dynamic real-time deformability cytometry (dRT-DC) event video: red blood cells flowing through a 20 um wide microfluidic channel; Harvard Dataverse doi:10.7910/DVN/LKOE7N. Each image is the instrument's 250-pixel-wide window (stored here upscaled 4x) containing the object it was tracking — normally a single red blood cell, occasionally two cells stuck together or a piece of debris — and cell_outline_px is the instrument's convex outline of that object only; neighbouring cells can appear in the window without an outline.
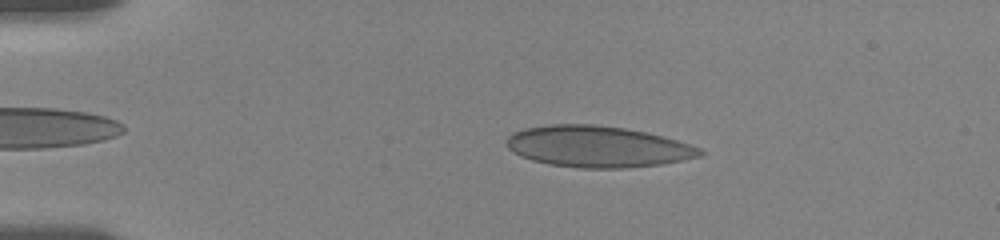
{"species": "human", "species_latin": "Homo sapiens", "temperature_condition": "room temperature", "stored_images_in_passage": 53, "camera_frame_rate_fps": 3000, "um_per_image_px": 0.085, "donor": {"sex": "female"}, "frame": {"image": 1, "passage_image": 9, "time_ms": 2.667, "image_size_px": [1000, 240], "cell_outline_px": [[704, 152], [700, 156], [660, 164], [624, 168], [580, 168], [548, 164], [532, 160], [520, 156], [512, 152], [508, 148], [508, 136], [512, 132], [524, 128], [552, 124], [592, 124], [624, 128], [644, 132], [676, 140], [700, 148]], "centroid_in_image_um": [50.74, 12.46], "position_along_channel_um": 34.3, "area_um2": 46.18}}
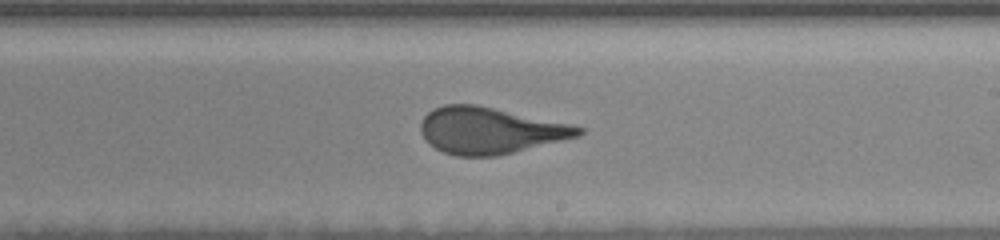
{"frame": {"image": 2, "passage_image": 31, "time_ms": 10.0, "image_size_px": [1000, 240], "cell_outline_px": [[584, 132], [580, 136], [496, 156], [456, 156], [444, 152], [436, 148], [420, 132], [420, 124], [424, 116], [432, 108], [444, 104], [476, 104], [568, 124], [584, 128]], "centroid_in_image_um": [41.61, 11.09], "position_along_channel_um": 247.4, "area_um2": 42.25}}
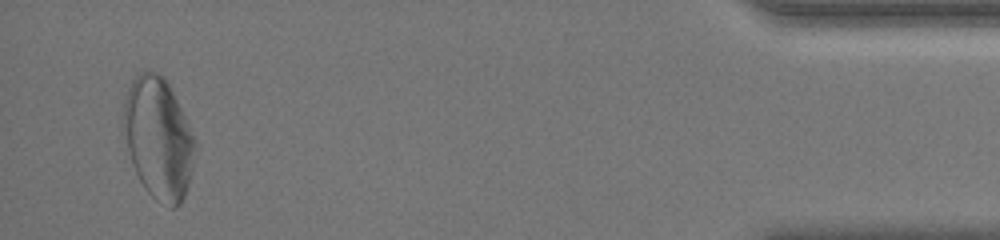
{"frame": {"image": 3, "passage_image": 51, "time_ms": 16.667, "image_size_px": [1000, 240], "cell_outline_px": [[196, 148], [188, 184], [184, 196], [180, 204], [176, 208], [172, 208], [156, 200], [144, 188], [132, 164], [120, 124], [120, 116], [124, 100], [128, 88], [132, 80], [140, 72], [156, 72], [164, 76], [196, 140]], "centroid_in_image_um": [13.42, 11.75], "position_along_channel_um": 421.8, "area_um2": 50.75}, "authors_computed_cell_mechanics": {"area_um2": 44.5638, "velocity_mm_per_s": 3.6173, "shape_relaxation_time_tau1_ms": 6.0119, "shape_relaxation_time_tau2_ms": null, "deformation_change_tau1": 0.1747, "deformation_change_tau2": null}}